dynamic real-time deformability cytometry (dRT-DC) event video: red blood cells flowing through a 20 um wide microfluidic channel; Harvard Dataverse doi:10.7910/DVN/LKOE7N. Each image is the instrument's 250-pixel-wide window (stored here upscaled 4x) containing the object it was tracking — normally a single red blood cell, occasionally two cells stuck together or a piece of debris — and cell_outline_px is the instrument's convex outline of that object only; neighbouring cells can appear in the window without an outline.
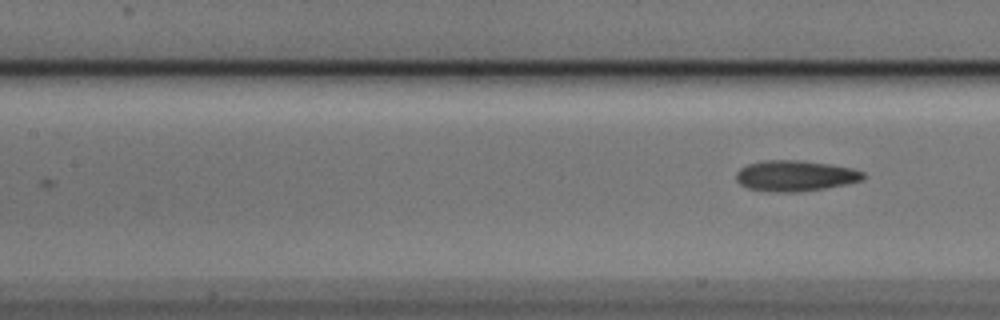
{"species": "Egyptian fruit bat (a non-hibernating species)", "species_latin": "Rousettus aegyptiacus", "temperature_condition": "cold", "stored_images_in_passage": 4, "camera_frame_rate_fps": 3000, "um_per_image_px": 0.085, "animal": {"sex": "male"}, "frame": {"image": 1, "passage_image": 4, "time_ms": 1.0, "image_size_px": [1000, 320], "cell_outline_px": [[864, 180], [848, 184], [800, 192], [768, 192], [748, 188], [740, 184], [736, 180], [736, 172], [740, 168], [748, 164], [764, 160], [796, 160], [828, 164], [852, 168], [864, 172]], "centroid_in_image_um": [67.58, 14.95], "position_along_channel_um": 139.8, "area_um2": 22.89}}